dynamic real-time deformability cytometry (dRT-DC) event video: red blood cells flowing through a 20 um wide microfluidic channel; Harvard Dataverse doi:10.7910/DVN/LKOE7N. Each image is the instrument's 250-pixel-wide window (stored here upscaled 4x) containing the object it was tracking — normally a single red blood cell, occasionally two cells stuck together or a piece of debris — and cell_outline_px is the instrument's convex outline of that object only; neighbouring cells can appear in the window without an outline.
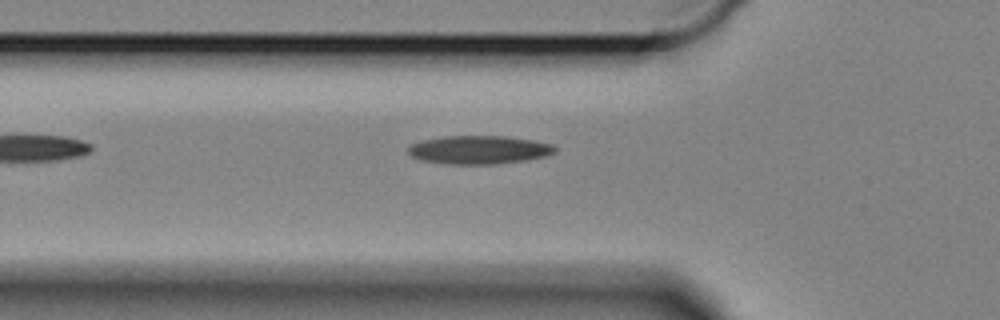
{"species": "Egyptian fruit bat (a non-hibernating species)", "species_latin": "Rousettus aegyptiacus", "temperature_condition": "cold", "stored_images_in_passage": 42, "camera_frame_rate_fps": 3000, "um_per_image_px": 0.085, "animal": {"sex": "female"}, "frame": {"image": 1, "passage_image": 5, "time_ms": 1.333, "image_size_px": [1000, 320], "cell_outline_px": [[556, 152], [548, 156], [528, 160], [496, 164], [448, 164], [424, 160], [412, 156], [408, 152], [408, 148], [412, 144], [424, 140], [444, 136], [508, 136], [536, 140], [552, 144], [556, 148]], "centroid_in_image_um": [40.8, 12.73], "position_along_channel_um": 85.0, "area_um2": 24.39}}
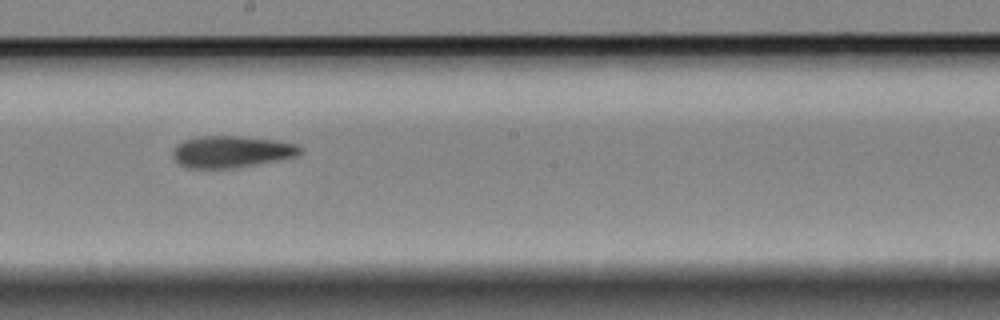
{"frame": {"image": 2, "passage_image": 18, "time_ms": 5.667, "image_size_px": [1000, 320], "cell_outline_px": [[304, 148], [296, 156], [252, 164], [224, 168], [188, 168], [180, 164], [172, 156], [172, 152], [176, 144], [184, 140], [200, 136], [244, 136], [276, 140], [296, 144]], "centroid_in_image_um": [19.64, 12.87], "position_along_channel_um": 228.6, "area_um2": 23.24}}
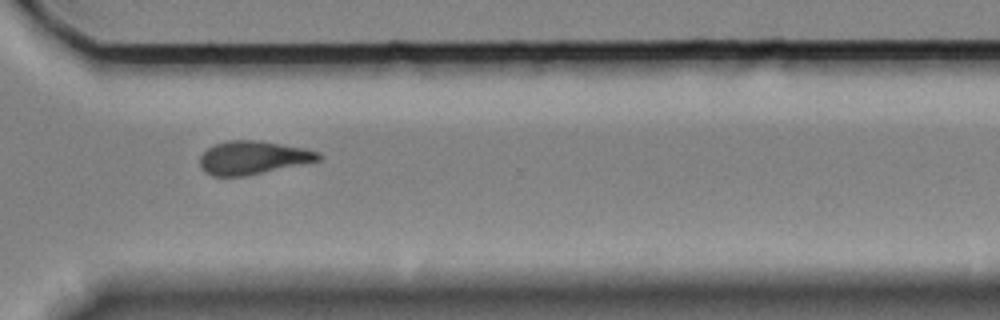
{"frame": {"image": 3, "passage_image": 29, "time_ms": 9.333, "image_size_px": [1000, 320], "cell_outline_px": [[324, 156], [320, 160], [248, 176], [212, 176], [204, 172], [200, 168], [200, 156], [208, 148], [216, 144], [232, 140], [256, 140], [304, 148], [320, 152]], "centroid_in_image_um": [21.51, 13.42], "position_along_channel_um": 349.1, "area_um2": 23.06}}